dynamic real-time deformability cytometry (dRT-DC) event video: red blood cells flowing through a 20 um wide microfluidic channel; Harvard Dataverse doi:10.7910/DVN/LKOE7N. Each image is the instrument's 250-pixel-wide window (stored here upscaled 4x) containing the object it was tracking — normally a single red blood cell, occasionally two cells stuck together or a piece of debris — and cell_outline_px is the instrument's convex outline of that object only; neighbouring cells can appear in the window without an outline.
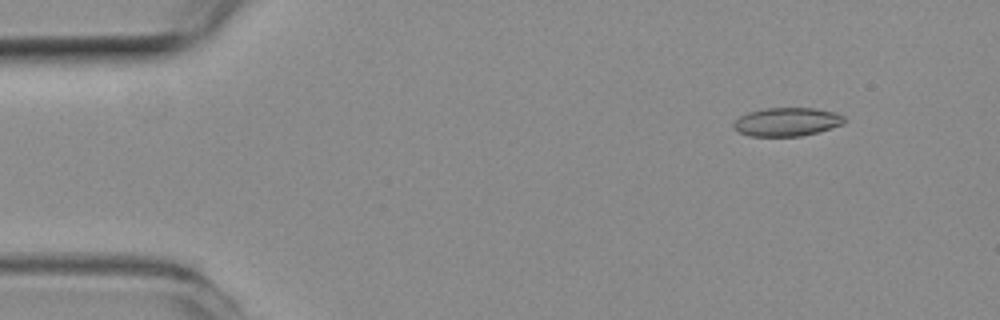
{"species": "common noctule bat (a hibernating species)", "species_latin": "Nyctalus noctula", "temperature_condition": "room temperature", "stored_images_in_passage": 9, "camera_frame_rate_fps": 3000, "um_per_image_px": 0.085, "animal": {"sex": "female", "body_mass_g": 19.3, "forearm_length_mm": 54.1}, "frame": {"image": 1, "passage_image": 1, "time_ms": 0.0, "image_size_px": [1000, 320], "cell_outline_px": [[844, 124], [816, 132], [800, 136], [748, 136], [732, 128], [732, 124], [740, 116], [748, 112], [764, 108], [816, 108], [832, 112], [844, 116]], "centroid_in_image_um": [66.85, 10.36], "position_along_channel_um": 18.2, "area_um2": 18.32}}